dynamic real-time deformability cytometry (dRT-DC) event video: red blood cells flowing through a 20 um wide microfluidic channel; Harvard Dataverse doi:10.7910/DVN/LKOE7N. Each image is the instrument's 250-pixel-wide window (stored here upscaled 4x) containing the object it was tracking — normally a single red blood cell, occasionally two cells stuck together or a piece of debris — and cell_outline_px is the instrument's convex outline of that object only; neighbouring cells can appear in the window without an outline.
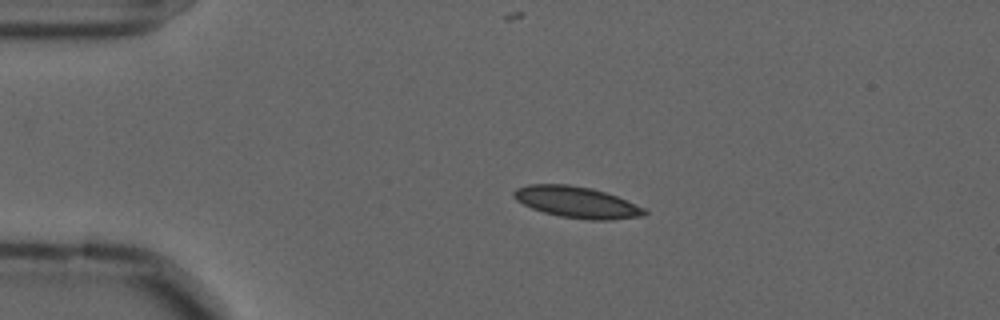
{"species": "common noctule bat (a hibernating species)", "species_latin": "Nyctalus noctula", "temperature_condition": "cold", "stored_images_in_passage": 46, "camera_frame_rate_fps": 3000, "um_per_image_px": 0.085, "animal": {"sex": "male", "forearm_length_mm": 52.5}, "frame": {"image": 1, "passage_image": 1, "time_ms": 0.0, "image_size_px": [1000, 320], "cell_outline_px": [[648, 212], [644, 216], [608, 220], [588, 220], [560, 216], [544, 212], [532, 208], [516, 200], [512, 196], [512, 192], [516, 188], [528, 184], [568, 184], [592, 188], [616, 196], [644, 208]], "centroid_in_image_um": [49.0, 17.18], "position_along_channel_um": 36.0, "area_um2": 23.76}}
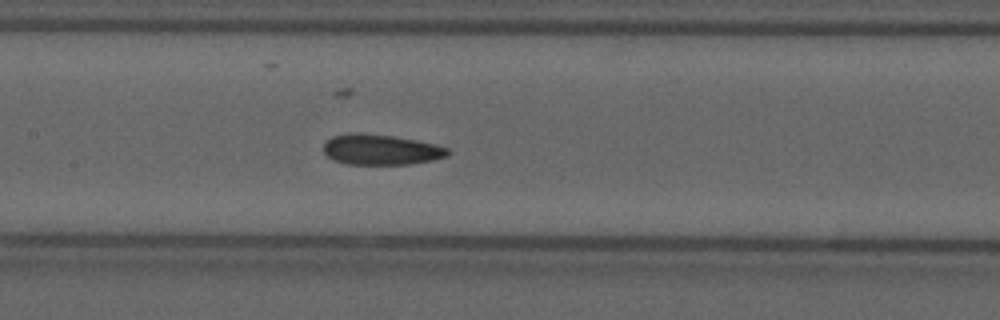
{"frame": {"image": 2, "passage_image": 16, "time_ms": 5.0, "image_size_px": [1000, 320], "cell_outline_px": [[452, 152], [448, 156], [432, 160], [408, 164], [348, 164], [336, 160], [328, 156], [324, 152], [324, 144], [332, 136], [348, 132], [360, 132], [392, 136], [416, 140], [436, 144], [448, 148]], "centroid_in_image_um": [32.4, 12.7], "position_along_channel_um": 175.0, "area_um2": 22.08}}
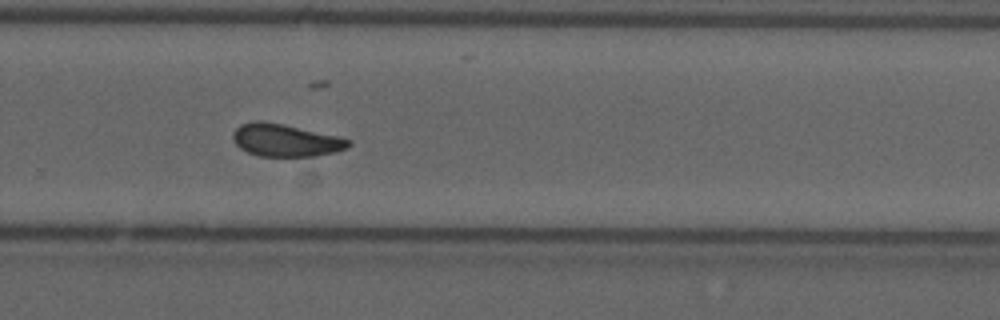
{"frame": {"image": 3, "passage_image": 27, "time_ms": 8.667, "image_size_px": [1000, 320], "cell_outline_px": [[352, 144], [348, 148], [336, 152], [316, 156], [260, 156], [248, 152], [240, 148], [236, 144], [232, 136], [236, 128], [240, 124], [256, 120], [264, 120], [336, 136], [352, 140]], "centroid_in_image_um": [24.28, 11.92], "position_along_channel_um": 305.5, "area_um2": 21.85}, "authors_computed_cell_mechanics": {"area_um2": 22.1085, "velocity_mm_per_s": 3.5711, "shape_relaxation_time_tau1_ms": null, "shape_relaxation_time_tau2_ms": 2.4717, "deformation_change_tau1": null, "deformation_change_tau2": 0.0798}}